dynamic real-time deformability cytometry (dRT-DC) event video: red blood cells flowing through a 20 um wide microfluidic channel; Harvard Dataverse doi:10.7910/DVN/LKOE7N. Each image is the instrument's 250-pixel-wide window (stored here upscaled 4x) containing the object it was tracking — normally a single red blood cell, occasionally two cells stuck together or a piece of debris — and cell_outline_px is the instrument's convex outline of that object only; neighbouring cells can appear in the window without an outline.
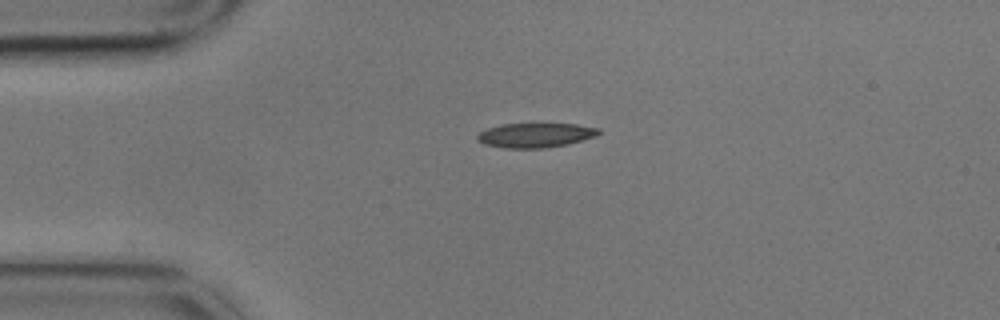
{"species": "common noctule bat (a hibernating species)", "species_latin": "Nyctalus noctula", "temperature_condition": "cold", "stored_images_in_passage": 2, "camera_frame_rate_fps": 3000, "um_per_image_px": 0.085, "animal": {"sex": "male", "body_mass_g": 17.9}, "frame": {"image": 1, "passage_image": 2, "time_ms": 0.333, "image_size_px": [1000, 320], "cell_outline_px": [[600, 132], [596, 136], [584, 140], [568, 144], [544, 148], [504, 148], [484, 144], [476, 140], [476, 136], [480, 132], [488, 128], [500, 124], [576, 124], [600, 128]], "centroid_in_image_um": [45.51, 11.49], "position_along_channel_um": 39.5, "area_um2": 17.4}}